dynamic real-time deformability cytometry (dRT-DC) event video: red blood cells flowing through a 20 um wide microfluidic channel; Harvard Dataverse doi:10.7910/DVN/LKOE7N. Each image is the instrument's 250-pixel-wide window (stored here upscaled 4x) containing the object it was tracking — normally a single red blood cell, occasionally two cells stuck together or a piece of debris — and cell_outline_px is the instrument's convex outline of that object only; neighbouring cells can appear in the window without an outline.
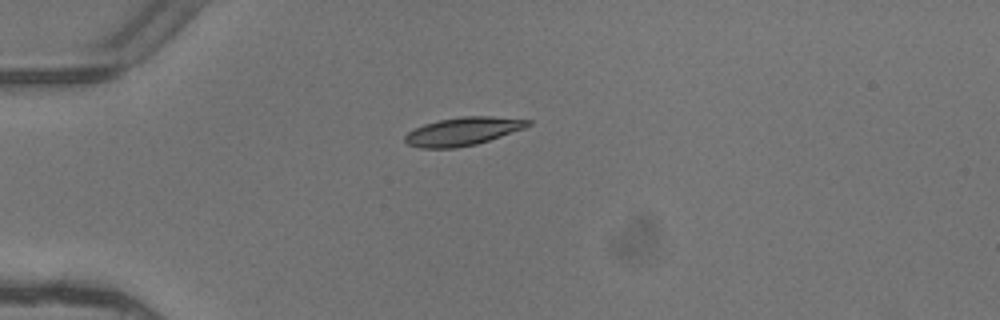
{"species": "common noctule bat (a hibernating species)", "species_latin": "Nyctalus noctula", "temperature_condition": "warm", "stored_images_in_passage": 2, "camera_frame_rate_fps": 3000, "um_per_image_px": 0.085, "animal": {"sex": "female"}, "frame": {"image": 1, "passage_image": 1, "time_ms": 0.0, "image_size_px": [1000, 320], "cell_outline_px": [[532, 124], [524, 128], [476, 144], [456, 148], [420, 148], [408, 144], [404, 140], [404, 136], [408, 132], [424, 124], [440, 120], [460, 116], [492, 116], [532, 120]], "centroid_in_image_um": [39.34, 11.16], "position_along_channel_um": 45.7, "area_um2": 20.06}}